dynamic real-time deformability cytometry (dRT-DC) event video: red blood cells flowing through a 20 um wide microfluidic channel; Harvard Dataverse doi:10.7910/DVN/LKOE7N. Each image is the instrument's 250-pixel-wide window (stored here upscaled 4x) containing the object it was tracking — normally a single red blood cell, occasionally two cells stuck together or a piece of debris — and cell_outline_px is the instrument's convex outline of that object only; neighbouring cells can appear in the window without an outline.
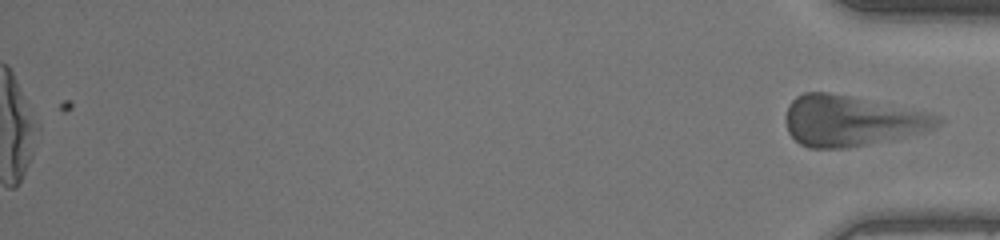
{"species": "human", "species_latin": "Homo sapiens", "temperature_condition": "warm", "stored_images_in_passage": 38, "segment_of_instrument_passage": [2, 2], "camera_frame_rate_fps": 3000, "um_per_image_px": 0.085, "donor": {"sex": "female"}, "frame": {"image": 1, "passage_image": 38, "time_ms": 12.333, "image_size_px": [1000, 240], "cell_outline_px": [[940, 120], [932, 128], [920, 132], [848, 148], [808, 148], [800, 144], [788, 132], [784, 120], [784, 116], [788, 104], [796, 96], [804, 92], [828, 92], [848, 96], [916, 112], [932, 116]], "centroid_in_image_um": [72.13, 10.28], "position_along_channel_um": 363.1, "area_um2": 43.06}}